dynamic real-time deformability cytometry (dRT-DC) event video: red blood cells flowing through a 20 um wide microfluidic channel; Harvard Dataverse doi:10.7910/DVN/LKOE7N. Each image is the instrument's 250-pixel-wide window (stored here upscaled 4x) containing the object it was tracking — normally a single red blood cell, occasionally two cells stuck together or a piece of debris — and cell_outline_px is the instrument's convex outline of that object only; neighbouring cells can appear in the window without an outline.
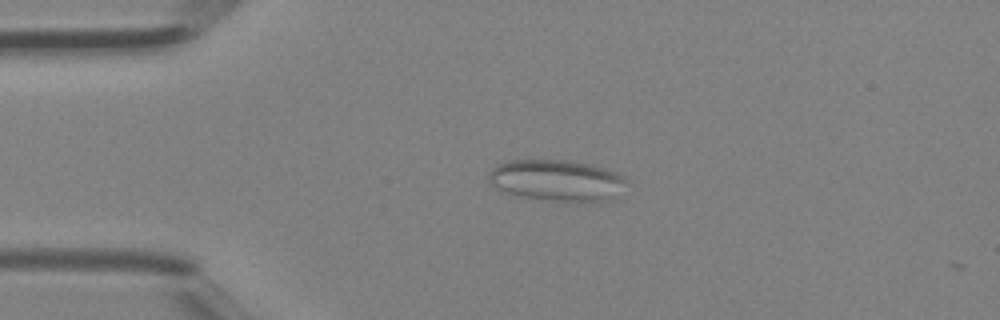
{"species": "Egyptian fruit bat (a non-hibernating species)", "species_latin": "Rousettus aegyptiacus", "temperature_condition": "room temperature", "stored_images_in_passage": 4, "camera_frame_rate_fps": 3000, "um_per_image_px": 0.085, "animal": {"sex": "female"}, "frame": {"image": 1, "passage_image": 1, "time_ms": 0.0, "image_size_px": [1000, 320], "cell_outline_px": [[628, 180], [616, 200], [552, 200], [524, 196], [500, 192], [488, 180], [488, 176], [492, 168], [508, 160], [568, 160], [604, 168], [616, 172], [624, 176]], "centroid_in_image_um": [47.34, 15.32], "position_along_channel_um": 37.7, "area_um2": 32.89}}